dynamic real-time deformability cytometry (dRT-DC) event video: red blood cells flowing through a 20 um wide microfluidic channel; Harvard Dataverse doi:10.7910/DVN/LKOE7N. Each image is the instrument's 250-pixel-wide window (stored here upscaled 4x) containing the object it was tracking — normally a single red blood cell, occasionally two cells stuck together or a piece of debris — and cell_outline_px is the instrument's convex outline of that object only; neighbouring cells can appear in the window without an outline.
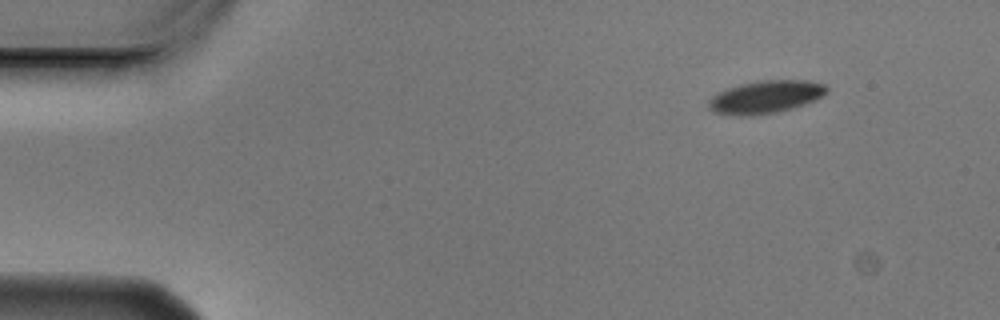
{"species": "Egyptian fruit bat (a non-hibernating species)", "species_latin": "Rousettus aegyptiacus", "temperature_condition": "cold", "stored_images_in_passage": 4, "camera_frame_rate_fps": 3000, "um_per_image_px": 0.085, "animal": {"sex": "male"}, "frame": {"image": 1, "passage_image": 1, "time_ms": 0.0, "image_size_px": [1000, 320], "cell_outline_px": [[828, 92], [804, 104], [792, 108], [776, 112], [712, 112], [708, 108], [708, 100], [712, 96], [728, 88], [740, 84], [756, 80], [808, 80], [824, 84], [828, 88]], "centroid_in_image_um": [65.13, 8.16], "position_along_channel_um": 19.9, "area_um2": 21.44}}
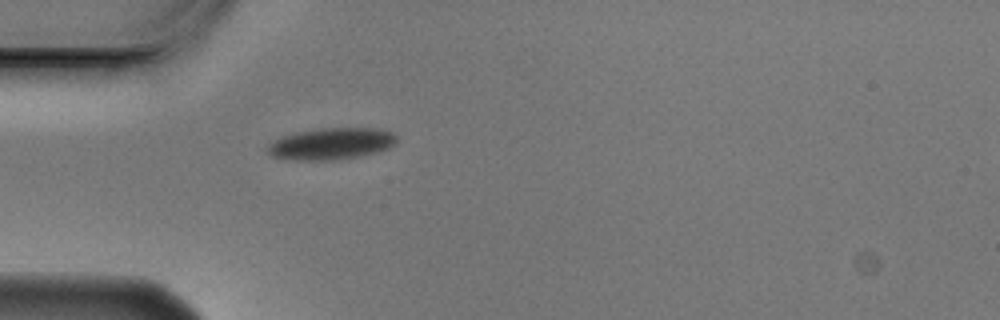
{"frame": {"image": 2, "passage_image": 4, "time_ms": 1.0, "image_size_px": [1000, 320], "cell_outline_px": [[396, 140], [388, 148], [376, 152], [356, 156], [332, 160], [292, 160], [272, 156], [264, 152], [264, 148], [268, 144], [280, 136], [296, 132], [316, 128], [380, 128], [392, 132], [396, 136]], "centroid_in_image_um": [28.06, 12.2], "position_along_channel_um": 56.9, "area_um2": 23.99}}